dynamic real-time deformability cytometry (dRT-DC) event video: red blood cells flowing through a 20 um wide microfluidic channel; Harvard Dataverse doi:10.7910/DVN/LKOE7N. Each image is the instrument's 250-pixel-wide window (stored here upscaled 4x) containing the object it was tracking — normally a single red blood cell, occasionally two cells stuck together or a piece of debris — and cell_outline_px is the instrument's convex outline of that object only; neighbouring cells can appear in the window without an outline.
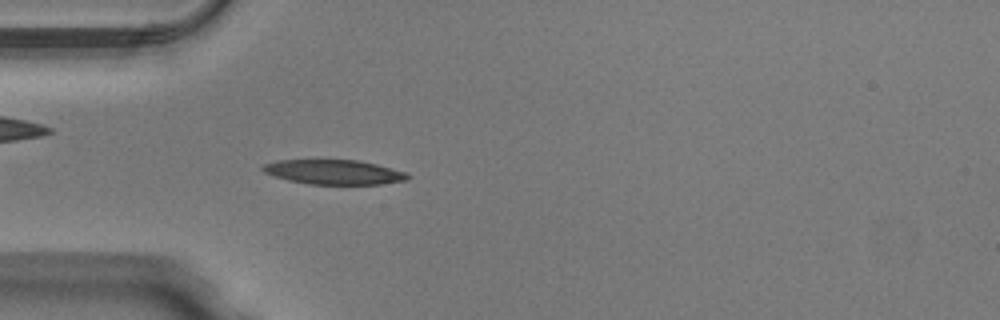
{"species": "Egyptian fruit bat (a non-hibernating species)", "species_latin": "Rousettus aegyptiacus", "temperature_condition": "warm", "stored_images_in_passage": 39, "camera_frame_rate_fps": 3000, "um_per_image_px": 0.085, "animal": {"sex": "male"}, "frame": {"image": 1, "passage_image": 4, "time_ms": 1.0, "image_size_px": [1000, 320], "cell_outline_px": [[412, 176], [408, 180], [380, 184], [308, 184], [288, 180], [264, 172], [260, 168], [264, 164], [280, 160], [360, 160], [408, 172]], "centroid_in_image_um": [28.44, 14.62], "position_along_channel_um": 56.6, "area_um2": 20.81}}
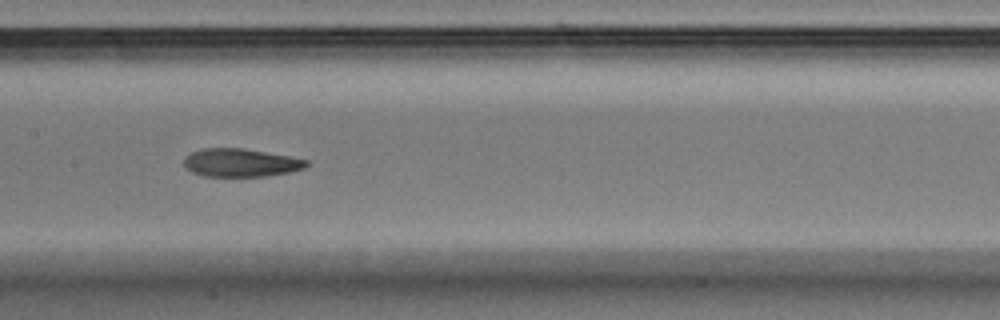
{"frame": {"image": 2, "passage_image": 14, "time_ms": 4.333, "image_size_px": [1000, 320], "cell_outline_px": [[308, 164], [304, 168], [288, 172], [264, 176], [204, 176], [192, 172], [184, 164], [184, 156], [192, 152], [204, 148], [240, 148], [288, 156], [308, 160]], "centroid_in_image_um": [20.43, 13.83], "position_along_channel_um": 187.0, "area_um2": 19.77}}
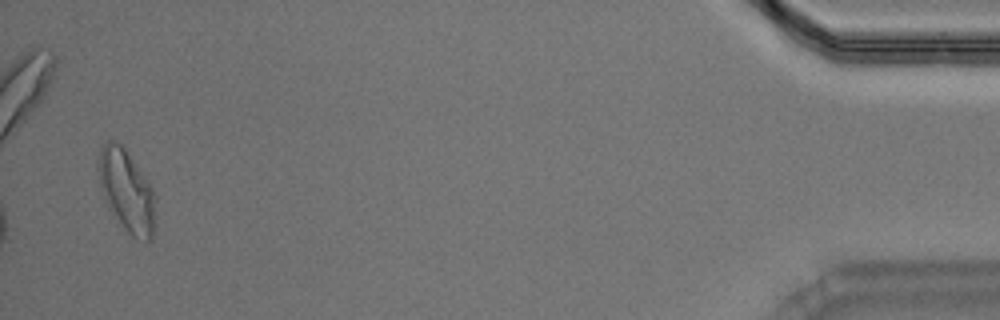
{"frame": {"image": 3, "passage_image": 38, "time_ms": 12.333, "image_size_px": [1000, 320], "cell_outline_px": [[156, 224], [152, 240], [148, 240], [132, 236], [124, 228], [104, 200], [96, 168], [96, 164], [100, 148], [108, 140], [112, 140], [120, 144], [124, 148], [152, 188], [156, 196]], "centroid_in_image_um": [10.77, 16.23], "position_along_channel_um": 424.4, "area_um2": 27.28}, "authors_computed_cell_mechanics": {"area_um2": 21.2704, "velocity_mm_per_s": 4.0215, "shape_relaxation_time_tau1_ms": 4.999, "shape_relaxation_time_tau2_ms": 2.8366, "deformation_change_tau1": 0.183, "deformation_change_tau2": 0.1044}}